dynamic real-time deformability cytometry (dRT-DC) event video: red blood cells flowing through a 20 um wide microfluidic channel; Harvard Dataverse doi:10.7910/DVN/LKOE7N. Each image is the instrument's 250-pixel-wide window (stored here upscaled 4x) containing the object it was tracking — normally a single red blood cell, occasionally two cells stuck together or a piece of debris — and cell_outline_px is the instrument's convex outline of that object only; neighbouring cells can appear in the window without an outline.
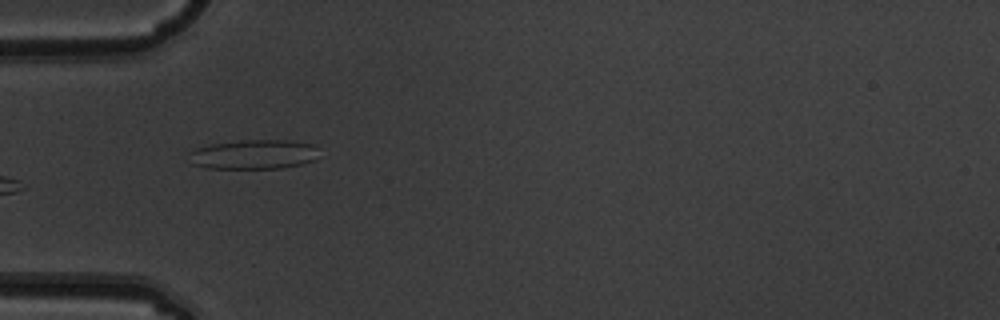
{"species": "common noctule bat (a hibernating species)", "species_latin": "Nyctalus noctula", "temperature_condition": "warm", "stored_images_in_passage": 6, "camera_frame_rate_fps": 3000, "um_per_image_px": 0.085, "animal": {"sex": "male", "body_mass_g": 19.5, "forearm_length_mm": 54.6}, "frame": {"image": 1, "passage_image": 5, "time_ms": 1.333, "image_size_px": [1000, 320], "cell_outline_px": [[316, 160], [284, 168], [208, 168], [192, 164], [188, 152], [196, 148], [212, 144], [240, 140], [288, 140], [316, 144]], "centroid_in_image_um": [21.57, 13.12], "position_along_channel_um": 63.4, "area_um2": 22.37}}
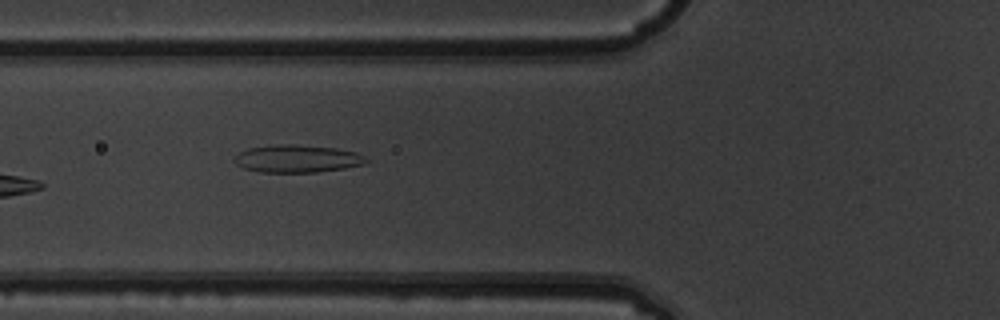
{"frame": {"image": 2, "passage_image": 6, "time_ms": 1.667, "image_size_px": [1000, 320], "cell_outline_px": [[368, 160], [364, 164], [344, 168], [316, 172], [260, 172], [244, 168], [236, 164], [232, 160], [240, 152], [248, 148], [276, 144], [296, 144], [336, 148], [356, 152], [364, 156]], "centroid_in_image_um": [25.25, 13.48], "position_along_channel_um": 100.6, "area_um2": 21.21}}